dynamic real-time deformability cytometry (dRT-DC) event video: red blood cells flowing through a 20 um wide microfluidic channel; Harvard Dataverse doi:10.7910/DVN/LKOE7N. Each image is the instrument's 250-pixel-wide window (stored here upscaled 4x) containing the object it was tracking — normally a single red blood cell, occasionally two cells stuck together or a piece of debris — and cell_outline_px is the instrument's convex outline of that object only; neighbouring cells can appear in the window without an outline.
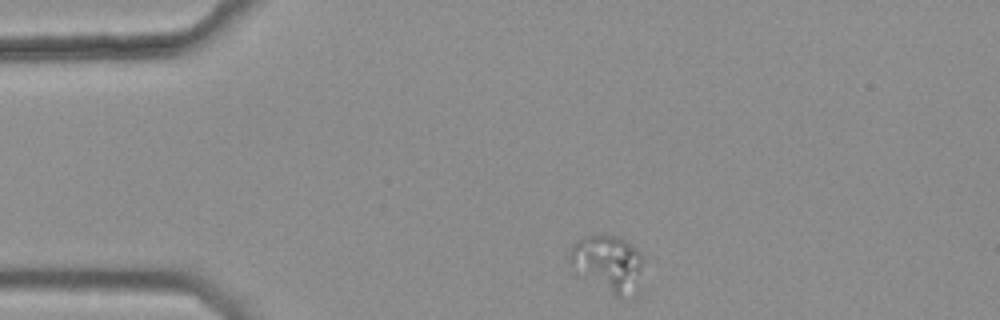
{"species": "common noctule bat (a hibernating species)", "species_latin": "Nyctalus noctula", "temperature_condition": "warm", "stored_images_in_passage": 34, "camera_frame_rate_fps": 3000, "um_per_image_px": 0.085, "animal": {"sex": "female", "body_mass_g": 25.1}, "frame": {"image": 1, "passage_image": 1, "time_ms": 0.0, "image_size_px": [1000, 320], "cell_outline_px": [[644, 260], [640, 268], [620, 296], [616, 296], [572, 272], [568, 264], [568, 256], [576, 240], [584, 236], [604, 232], [616, 236], [624, 240], [640, 252], [644, 256]], "centroid_in_image_um": [51.46, 22.23], "position_along_channel_um": 33.5, "area_um2": 23.24}}
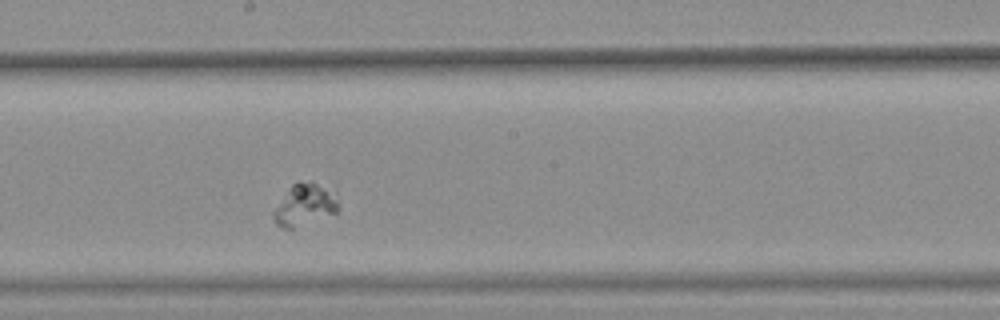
{"frame": {"image": 2, "passage_image": 20, "time_ms": 6.333, "image_size_px": [1000, 320], "cell_outline_px": [[340, 208], [336, 212], [292, 228], [284, 228], [276, 224], [272, 216], [272, 212], [292, 184], [312, 180], [336, 192]], "centroid_in_image_um": [25.93, 17.38], "position_along_channel_um": 222.3, "area_um2": 15.66}}
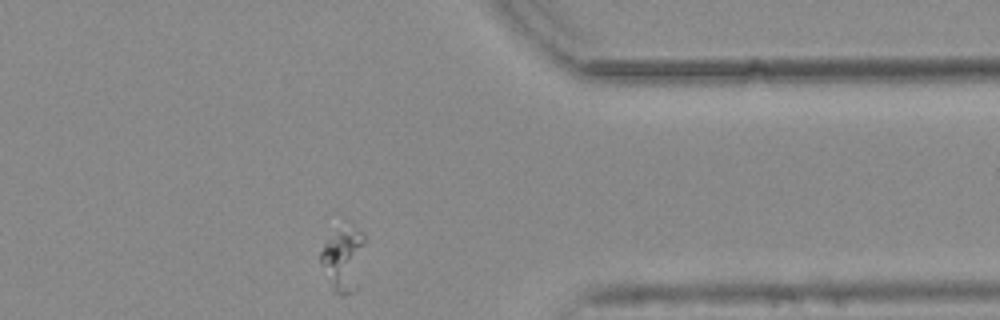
{"frame": {"image": 3, "passage_image": 34, "time_ms": 11.0, "image_size_px": [1000, 320], "cell_outline_px": [[364, 244], [356, 288], [352, 292], [344, 296], [340, 296], [332, 292], [320, 264], [320, 252], [324, 244], [328, 240], [340, 232], [360, 232], [364, 236]], "centroid_in_image_um": [29.12, 22.22], "position_along_channel_um": 382.3, "area_um2": 15.49}}